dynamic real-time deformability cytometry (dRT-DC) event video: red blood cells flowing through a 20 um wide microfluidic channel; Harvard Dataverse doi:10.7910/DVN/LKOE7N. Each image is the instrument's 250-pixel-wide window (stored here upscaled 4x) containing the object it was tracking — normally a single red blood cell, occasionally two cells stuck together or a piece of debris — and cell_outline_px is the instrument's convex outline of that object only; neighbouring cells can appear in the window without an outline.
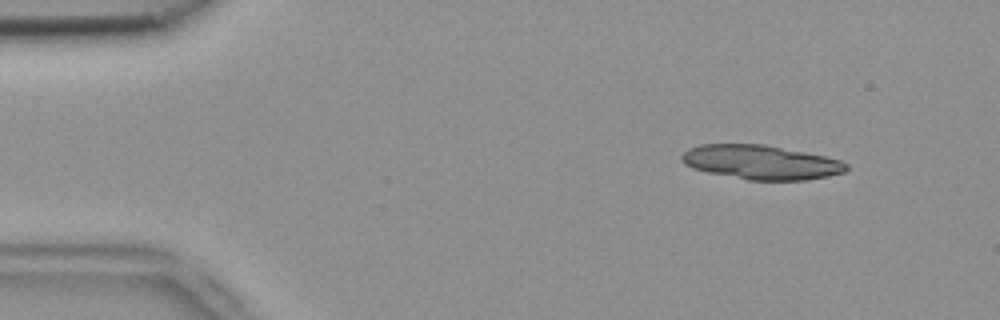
{"species": "common noctule bat (a hibernating species)", "species_latin": "Nyctalus noctula", "temperature_condition": "room temperature", "stored_images_in_passage": 7, "camera_frame_rate_fps": 3000, "um_per_image_px": 0.085, "animal": {"sex": "female", "body_mass_g": 18.4}, "frame": {"image": 1, "passage_image": 1, "time_ms": 0.0, "image_size_px": [1000, 320], "cell_outline_px": [[848, 168], [844, 172], [828, 176], [804, 180], [748, 180], [708, 172], [692, 168], [684, 164], [680, 160], [680, 156], [688, 148], [700, 144], [764, 144], [824, 156], [840, 160], [848, 164]], "centroid_in_image_um": [64.65, 13.79], "position_along_channel_um": 20.4, "area_um2": 32.83}}
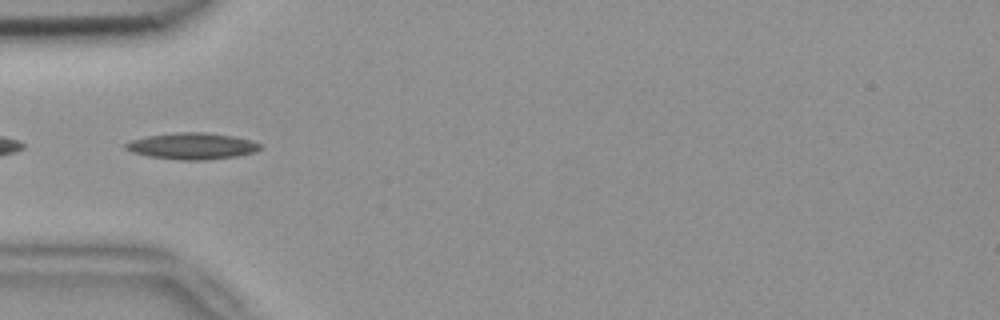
{"frame": {"image": 2, "passage_image": 4, "time_ms": 1.0, "image_size_px": [1000, 320], "cell_outline_px": [[260, 148], [256, 152], [236, 156], [208, 160], [180, 160], [148, 156], [132, 152], [124, 148], [124, 144], [128, 140], [148, 136], [176, 132], [204, 132], [232, 136], [252, 140], [260, 144]], "centroid_in_image_um": [16.3, 12.41], "position_along_channel_um": 68.7, "area_um2": 20.81}}
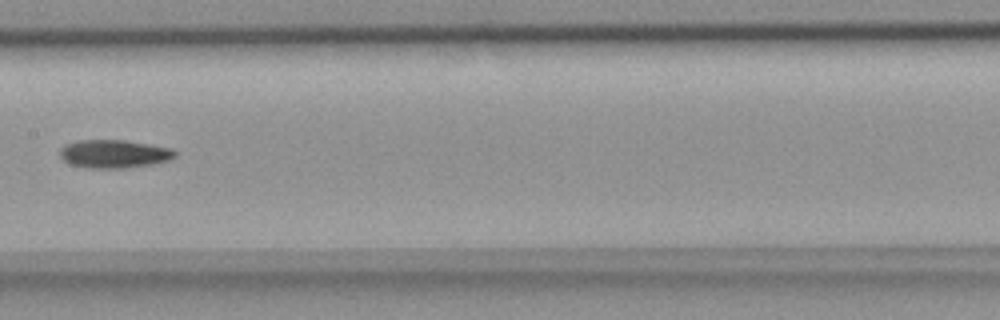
{"frame": {"image": 3, "passage_image": 7, "time_ms": 2.0, "image_size_px": [1000, 320], "cell_outline_px": [[176, 156], [168, 160], [152, 164], [128, 168], [88, 168], [72, 164], [64, 160], [60, 156], [60, 148], [64, 144], [80, 140], [124, 140], [172, 148], [176, 152]], "centroid_in_image_um": [9.69, 13.08], "position_along_channel_um": 197.7, "area_um2": 18.9}}